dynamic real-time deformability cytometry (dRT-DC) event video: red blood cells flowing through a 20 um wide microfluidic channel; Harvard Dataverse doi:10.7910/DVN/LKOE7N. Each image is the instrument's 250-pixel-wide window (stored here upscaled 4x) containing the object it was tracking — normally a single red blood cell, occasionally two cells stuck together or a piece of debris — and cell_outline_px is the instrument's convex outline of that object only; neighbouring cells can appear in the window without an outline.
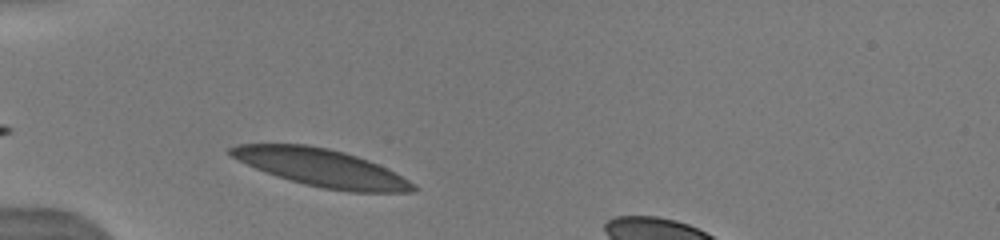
{"species": "human", "species_latin": "Homo sapiens", "temperature_condition": "warm", "stored_images_in_passage": 4, "camera_frame_rate_fps": 3000, "um_per_image_px": 0.085, "donor": {"sex": "male"}, "frame": {"image": 1, "passage_image": 2, "time_ms": 0.667, "image_size_px": [1000, 240], "cell_outline_px": [[420, 188], [416, 192], [348, 192], [324, 188], [304, 184], [276, 176], [264, 172], [228, 156], [228, 148], [240, 144], [308, 144], [328, 148], [344, 152], [368, 160], [408, 180]], "centroid_in_image_um": [27.28, 14.26], "position_along_channel_um": 57.7, "area_um2": 39.82}}